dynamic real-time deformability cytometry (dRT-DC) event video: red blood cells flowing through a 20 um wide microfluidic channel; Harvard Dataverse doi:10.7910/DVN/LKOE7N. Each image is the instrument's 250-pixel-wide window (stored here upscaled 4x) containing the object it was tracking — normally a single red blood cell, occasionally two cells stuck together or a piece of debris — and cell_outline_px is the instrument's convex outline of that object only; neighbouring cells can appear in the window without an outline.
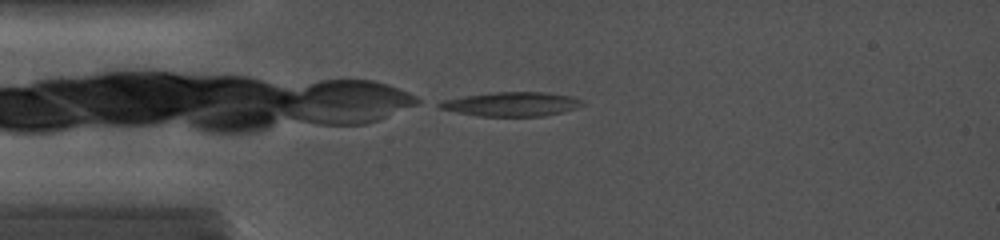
{"species": "common noctule bat (a hibernating species)", "species_latin": "Nyctalus noctula", "temperature_condition": "cold", "stored_images_in_passage": 62, "camera_frame_rate_fps": 5000, "um_per_image_px": 0.085, "animal": {"sex": "female", "body_mass_g": 19.0, "forearm_length_mm": 56.7}, "frame": {"image": 1, "passage_image": 1, "time_ms": 0.0, "image_size_px": [1000, 240], "cell_outline_px": [[584, 104], [576, 108], [544, 116], [480, 116], [456, 112], [440, 108], [436, 104], [444, 100], [464, 96], [496, 92], [544, 92], [572, 96], [584, 100]], "centroid_in_image_um": [43.51, 8.84], "position_along_channel_um": 41.5, "area_um2": 20.0}}
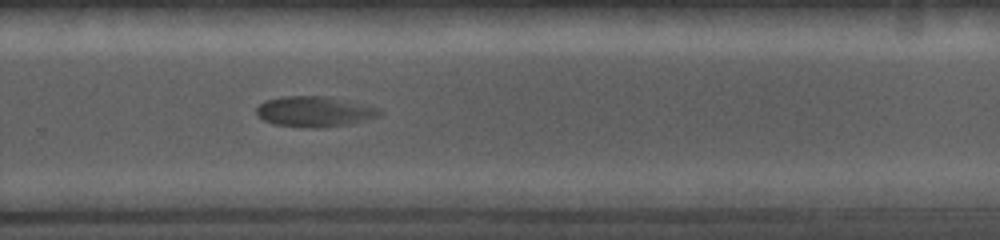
{"frame": {"image": 2, "passage_image": 37, "time_ms": 7.2, "image_size_px": [1000, 240], "cell_outline_px": [[384, 112], [380, 116], [368, 120], [352, 124], [316, 128], [312, 128], [272, 124], [264, 120], [256, 112], [256, 108], [260, 104], [268, 100], [284, 96], [324, 96], [348, 100], [368, 104], [380, 108]], "centroid_in_image_um": [26.83, 9.49], "position_along_channel_um": 303.0, "area_um2": 22.14}}
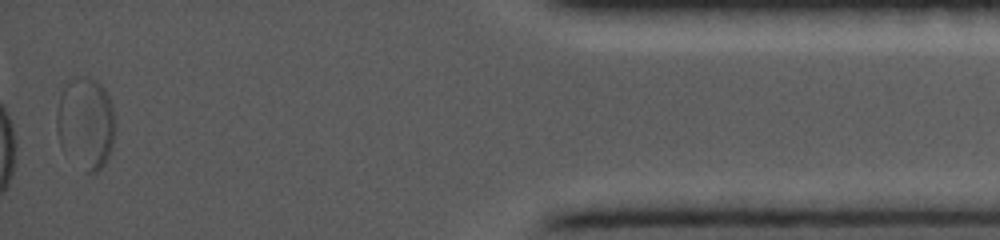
{"frame": {"image": 3, "passage_image": 60, "time_ms": 11.8, "image_size_px": [1000, 240], "cell_outline_px": [[116, 128], [112, 148], [104, 164], [96, 172], [88, 172], [64, 152], [60, 144], [56, 132], [56, 112], [60, 96], [64, 84], [72, 80], [84, 76], [96, 80], [104, 88], [112, 104]], "centroid_in_image_um": [7.28, 10.45], "position_along_channel_um": 427.9, "area_um2": 31.39}}